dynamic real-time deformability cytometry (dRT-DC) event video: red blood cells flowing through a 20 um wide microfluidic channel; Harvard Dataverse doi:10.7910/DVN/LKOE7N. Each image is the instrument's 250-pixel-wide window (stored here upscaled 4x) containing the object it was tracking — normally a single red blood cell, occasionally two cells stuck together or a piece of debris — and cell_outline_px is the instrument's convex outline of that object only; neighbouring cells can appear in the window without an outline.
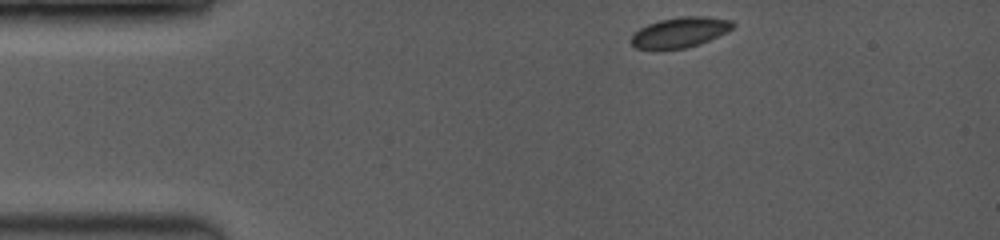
{"species": "common noctule bat (a hibernating species)", "species_latin": "Nyctalus noctula", "temperature_condition": "room temperature", "stored_images_in_passage": 3, "camera_frame_rate_fps": 3500, "um_per_image_px": 0.085, "animal": {"sex": "female", "body_mass_g": 19.0, "forearm_length_mm": 53.3}, "frame": {"image": 1, "passage_image": 1, "time_ms": 0.0, "image_size_px": [1000, 240], "cell_outline_px": [[736, 24], [732, 28], [700, 44], [684, 48], [636, 48], [632, 44], [632, 36], [640, 28], [648, 24], [660, 20], [684, 16], [700, 16], [732, 20]], "centroid_in_image_um": [57.81, 2.73], "position_along_channel_um": 27.2, "area_um2": 17.34}}